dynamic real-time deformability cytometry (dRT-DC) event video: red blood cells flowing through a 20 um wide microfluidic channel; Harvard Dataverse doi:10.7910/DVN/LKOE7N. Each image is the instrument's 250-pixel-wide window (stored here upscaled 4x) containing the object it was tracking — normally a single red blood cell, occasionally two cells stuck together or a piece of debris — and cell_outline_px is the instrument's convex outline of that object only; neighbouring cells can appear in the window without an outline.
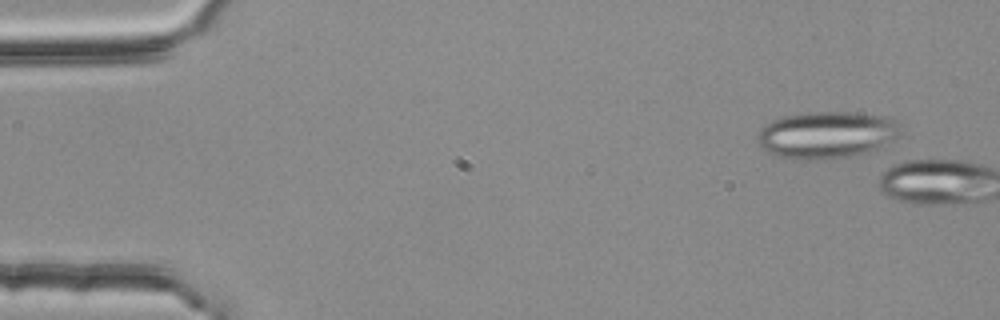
{"species": "common noctule bat (a hibernating species)", "species_latin": "Nyctalus noctula", "temperature_condition": "room temperature", "stored_images_in_passage": 5, "camera_frame_rate_fps": 3000, "um_per_image_px": 0.085, "animal": {"sex": "female", "body_mass_g": 25.1}, "frame": {"image": 1, "passage_image": 1, "time_ms": 0.0, "image_size_px": [1000, 320], "cell_outline_px": [[904, 132], [900, 136], [876, 148], [852, 156], [824, 160], [800, 160], [780, 156], [760, 148], [756, 136], [760, 128], [764, 124], [772, 120], [784, 116], [808, 112], [848, 112], [880, 116], [896, 120], [900, 124]], "centroid_in_image_um": [70.25, 11.46], "position_along_channel_um": 14.8, "area_um2": 39.36}}